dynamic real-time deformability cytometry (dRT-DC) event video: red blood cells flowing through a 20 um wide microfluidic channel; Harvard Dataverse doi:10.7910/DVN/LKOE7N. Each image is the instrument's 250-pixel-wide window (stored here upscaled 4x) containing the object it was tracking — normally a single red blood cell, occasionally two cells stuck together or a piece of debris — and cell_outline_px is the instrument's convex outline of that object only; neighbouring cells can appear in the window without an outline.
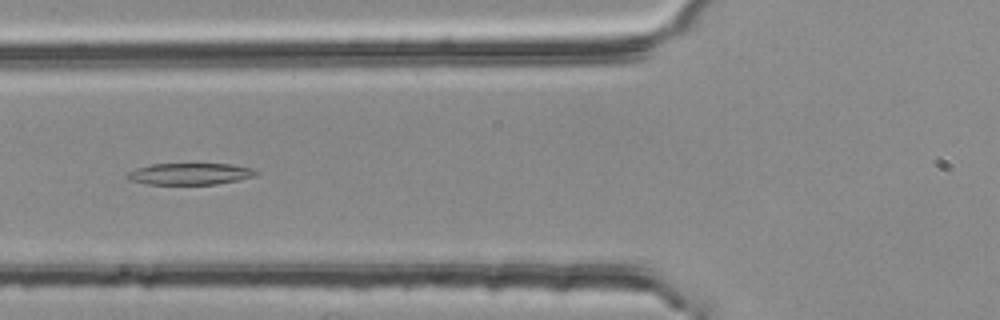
{"species": "common noctule bat (a hibernating species)", "species_latin": "Nyctalus noctula", "temperature_condition": "room temperature", "stored_images_in_passage": 40, "camera_frame_rate_fps": 3000, "um_per_image_px": 0.085, "animal": {"sex": "female", "body_mass_g": 25.1}, "frame": {"image": 1, "passage_image": 6, "time_ms": 1.667, "image_size_px": [1000, 320], "cell_outline_px": [[260, 172], [252, 176], [236, 180], [216, 184], [148, 184], [128, 180], [124, 176], [128, 172], [136, 168], [152, 164], [232, 164], [252, 168]], "centroid_in_image_um": [16.1, 14.77], "position_along_channel_um": 109.7, "area_um2": 16.13}}
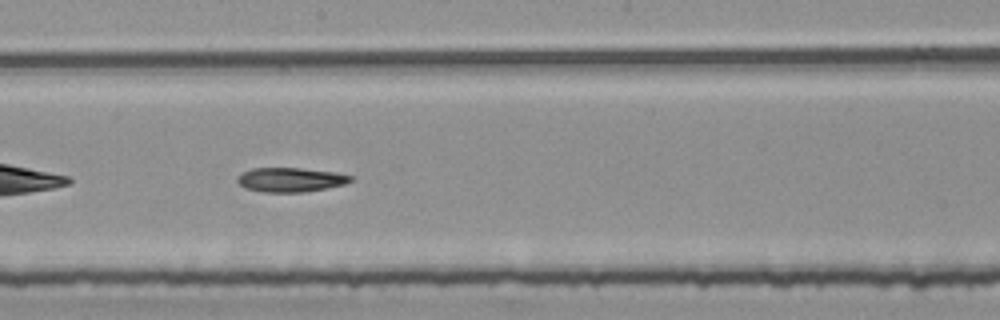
{"frame": {"image": 2, "passage_image": 15, "time_ms": 4.667, "image_size_px": [1000, 320], "cell_outline_px": [[352, 180], [344, 184], [304, 192], [264, 192], [248, 188], [240, 184], [236, 180], [236, 176], [252, 168], [300, 168], [336, 172], [352, 176]], "centroid_in_image_um": [24.68, 15.27], "position_along_channel_um": 223.5, "area_um2": 15.84}}
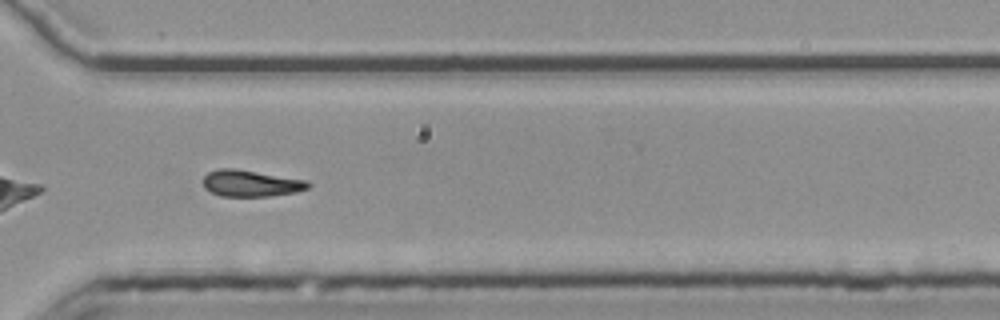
{"frame": {"image": 3, "passage_image": 25, "time_ms": 8.0, "image_size_px": [1000, 320], "cell_outline_px": [[312, 184], [308, 188], [296, 192], [268, 196], [220, 196], [204, 188], [204, 176], [208, 172], [216, 168], [236, 168], [308, 180]], "centroid_in_image_um": [21.33, 15.57], "position_along_channel_um": 349.3, "area_um2": 16.36}}